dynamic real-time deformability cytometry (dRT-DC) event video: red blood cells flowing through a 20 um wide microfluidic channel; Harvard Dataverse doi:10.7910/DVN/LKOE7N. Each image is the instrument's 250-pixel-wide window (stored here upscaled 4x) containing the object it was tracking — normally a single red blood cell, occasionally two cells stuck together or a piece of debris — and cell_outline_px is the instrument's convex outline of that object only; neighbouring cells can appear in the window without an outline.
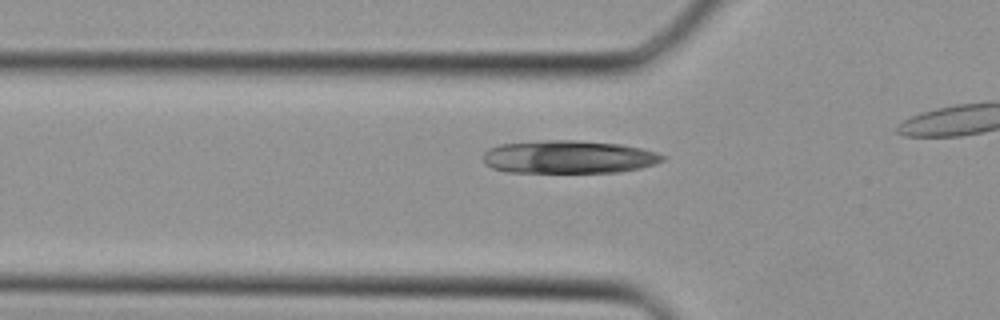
{"species": "Egyptian fruit bat (a non-hibernating species)", "species_latin": "Rousettus aegyptiacus", "temperature_condition": "cold", "stored_images_in_passage": 6, "camera_frame_rate_fps": 3000, "um_per_image_px": 0.085, "animal": {"sex": "female"}, "frame": {"image": 1, "passage_image": 2, "time_ms": 0.333, "image_size_px": [1000, 320], "cell_outline_px": [[664, 160], [640, 168], [620, 172], [508, 172], [492, 168], [484, 164], [484, 152], [488, 148], [500, 144], [544, 140], [572, 140], [620, 144], [640, 148], [656, 152], [664, 156]], "centroid_in_image_um": [48.29, 13.34], "position_along_channel_um": 77.5, "area_um2": 34.39}}
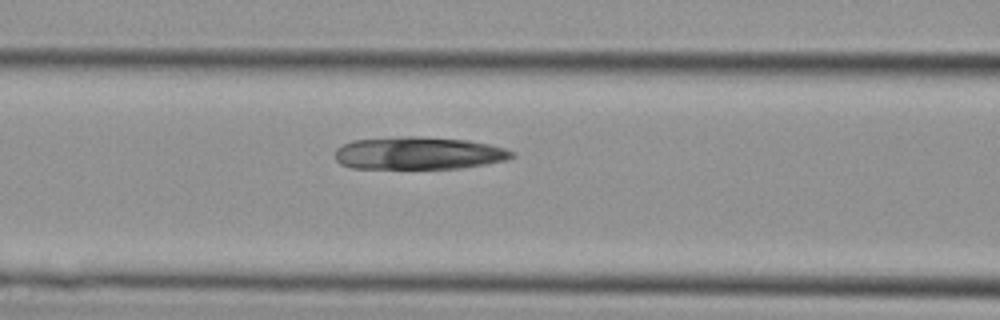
{"frame": {"image": 2, "passage_image": 5, "time_ms": 1.333, "image_size_px": [1000, 320], "cell_outline_px": [[516, 156], [504, 160], [484, 164], [460, 168], [352, 168], [340, 164], [336, 160], [336, 148], [352, 140], [404, 136], [420, 136], [468, 140], [488, 144], [504, 148], [512, 152]], "centroid_in_image_um": [35.55, 13.01], "position_along_channel_um": 131.0, "area_um2": 33.47}}